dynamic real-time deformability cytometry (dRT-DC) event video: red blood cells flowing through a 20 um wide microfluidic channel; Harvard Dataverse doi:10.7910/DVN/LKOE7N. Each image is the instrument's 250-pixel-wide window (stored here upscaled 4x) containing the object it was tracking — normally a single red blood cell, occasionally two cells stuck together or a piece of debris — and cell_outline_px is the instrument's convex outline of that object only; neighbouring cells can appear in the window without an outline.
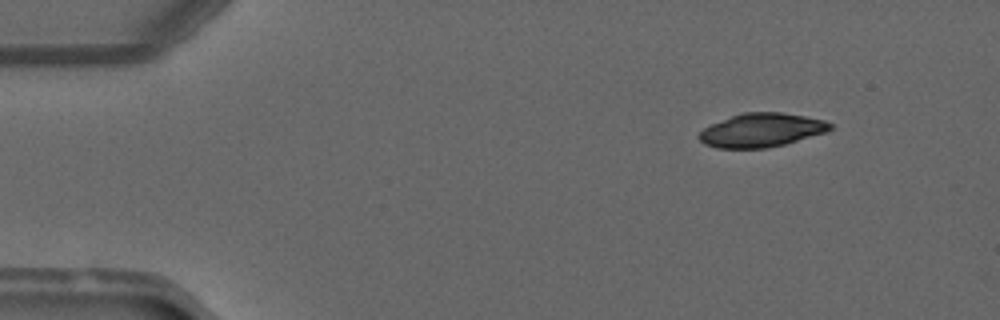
{"species": "common noctule bat (a hibernating species)", "species_latin": "Nyctalus noctula", "temperature_condition": "warm", "stored_images_in_passage": 44, "camera_frame_rate_fps": 3000, "um_per_image_px": 0.085, "animal": {"sex": "male", "forearm_length_mm": 52.5}, "frame": {"image": 1, "passage_image": 1, "time_ms": 0.0, "image_size_px": [1000, 320], "cell_outline_px": [[832, 128], [828, 132], [784, 144], [768, 148], [716, 148], [704, 144], [696, 136], [704, 128], [712, 124], [732, 116], [744, 112], [784, 112], [824, 120], [832, 124]], "centroid_in_image_um": [64.74, 11.07], "position_along_channel_um": 20.3, "area_um2": 25.78}}
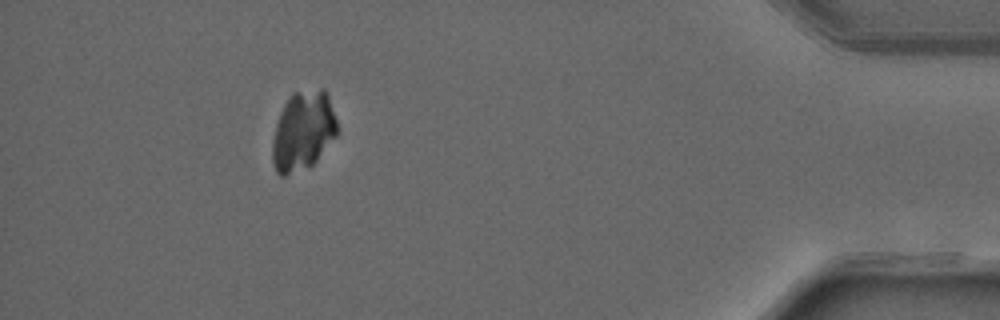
{"frame": {"image": 2, "passage_image": 40, "time_ms": 13.0, "image_size_px": [1000, 320], "cell_outline_px": [[336, 136], [316, 160], [308, 168], [284, 176], [280, 176], [276, 172], [272, 160], [272, 144], [276, 124], [280, 112], [284, 104], [292, 92], [320, 88], [324, 88], [328, 92], [336, 120]], "centroid_in_image_um": [25.75, 11.11], "position_along_channel_um": 409.5, "area_um2": 30.06}}